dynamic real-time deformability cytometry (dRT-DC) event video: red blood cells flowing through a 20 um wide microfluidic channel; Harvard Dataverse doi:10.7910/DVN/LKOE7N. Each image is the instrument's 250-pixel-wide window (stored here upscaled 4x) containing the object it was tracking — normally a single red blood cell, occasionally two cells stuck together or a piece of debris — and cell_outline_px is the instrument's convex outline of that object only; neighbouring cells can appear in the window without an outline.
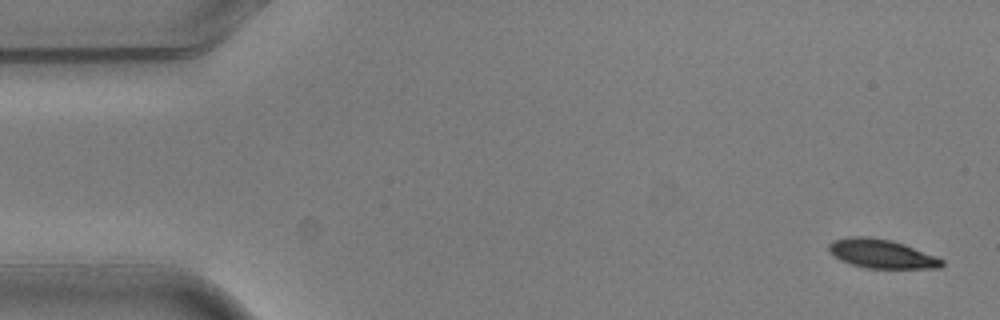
{"species": "common noctule bat (a hibernating species)", "species_latin": "Nyctalus noctula", "temperature_condition": "warm", "stored_images_in_passage": 5, "camera_frame_rate_fps": 3000, "um_per_image_px": 0.085, "animal": {"sex": "male", "body_mass_g": 20.5, "forearm_length_mm": 52.5}, "frame": {"image": 1, "passage_image": 1, "time_ms": 0.0, "image_size_px": [1000, 320], "cell_outline_px": [[944, 264], [940, 268], [868, 268], [852, 264], [840, 260], [828, 252], [828, 244], [832, 240], [852, 236], [868, 236], [892, 240], [904, 244], [936, 256], [944, 260]], "centroid_in_image_um": [74.91, 21.56], "position_along_channel_um": 10.1, "area_um2": 19.13}}
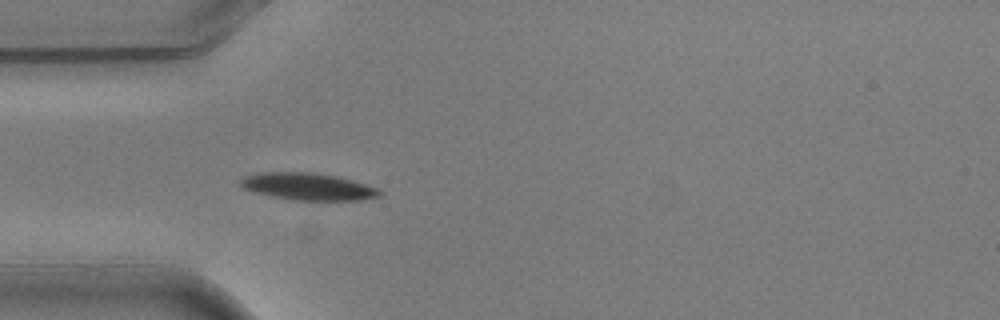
{"frame": {"image": 2, "passage_image": 5, "time_ms": 1.333, "image_size_px": [1000, 320], "cell_outline_px": [[380, 196], [360, 200], [292, 200], [272, 196], [256, 192], [244, 188], [240, 184], [240, 180], [244, 176], [260, 172], [316, 172], [336, 176], [352, 180], [376, 188], [380, 192]], "centroid_in_image_um": [26.15, 15.85], "position_along_channel_um": 58.9, "area_um2": 21.79}}